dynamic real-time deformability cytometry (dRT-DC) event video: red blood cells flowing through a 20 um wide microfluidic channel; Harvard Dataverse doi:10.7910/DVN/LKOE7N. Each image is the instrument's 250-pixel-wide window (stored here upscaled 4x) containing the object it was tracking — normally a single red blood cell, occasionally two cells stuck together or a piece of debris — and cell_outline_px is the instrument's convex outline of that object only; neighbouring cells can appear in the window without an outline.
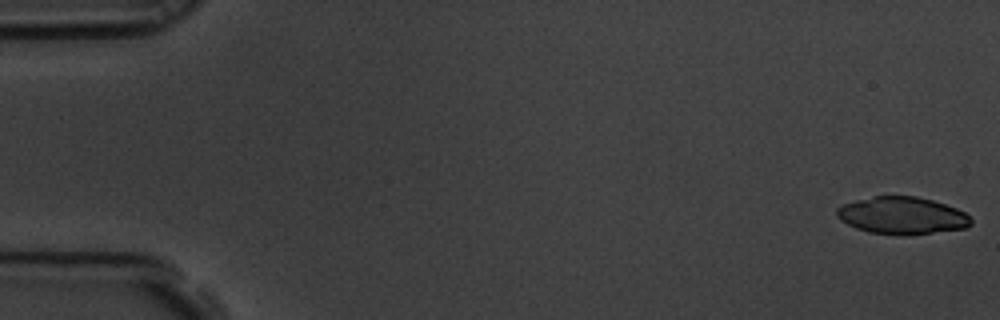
{"species": "common noctule bat (a hibernating species)", "species_latin": "Nyctalus noctula", "temperature_condition": "room temperature", "stored_images_in_passage": 58, "camera_frame_rate_fps": 3000, "um_per_image_px": 0.085, "animal": {"sex": "male", "body_mass_g": 19.5, "forearm_length_mm": 54.6}, "frame": {"image": 1, "passage_image": 1, "time_ms": 0.0, "image_size_px": [1000, 320], "cell_outline_px": [[972, 224], [968, 228], [908, 236], [896, 236], [868, 232], [856, 228], [840, 220], [836, 216], [836, 208], [844, 204], [856, 200], [872, 196], [916, 196], [932, 200], [956, 208], [964, 212], [972, 220]], "centroid_in_image_um": [76.68, 18.34], "position_along_channel_um": 8.3, "area_um2": 29.54}}